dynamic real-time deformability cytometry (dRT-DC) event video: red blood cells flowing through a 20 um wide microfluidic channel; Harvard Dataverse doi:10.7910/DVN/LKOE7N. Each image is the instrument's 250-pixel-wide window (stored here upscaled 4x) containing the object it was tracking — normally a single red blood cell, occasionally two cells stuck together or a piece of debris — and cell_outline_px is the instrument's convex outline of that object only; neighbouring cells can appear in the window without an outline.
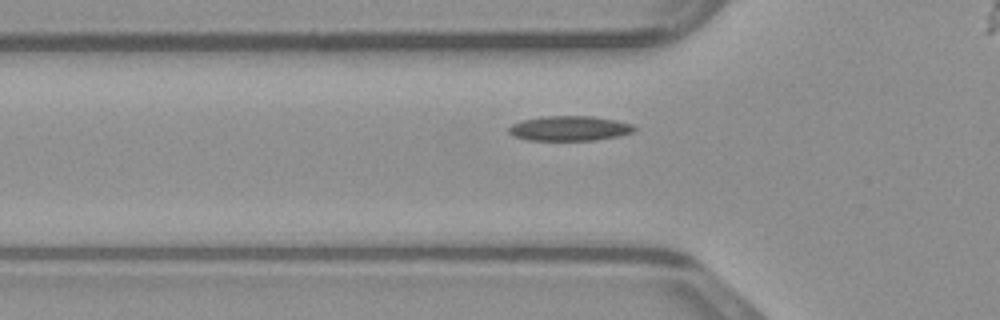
{"species": "common noctule bat (a hibernating species)", "species_latin": "Nyctalus noctula", "temperature_condition": "warm", "stored_images_in_passage": 31, "camera_frame_rate_fps": 3000, "um_per_image_px": 0.085, "animal": {"sex": "male", "body_mass_g": 23.1, "forearm_length_mm": 52.7}, "frame": {"image": 1, "passage_image": 4, "time_ms": 1.0, "image_size_px": [1000, 320], "cell_outline_px": [[636, 128], [632, 132], [616, 136], [596, 140], [528, 140], [516, 136], [508, 132], [508, 128], [512, 124], [524, 120], [544, 116], [592, 116], [616, 120], [632, 124]], "centroid_in_image_um": [48.41, 10.91], "position_along_channel_um": 77.4, "area_um2": 17.98}}
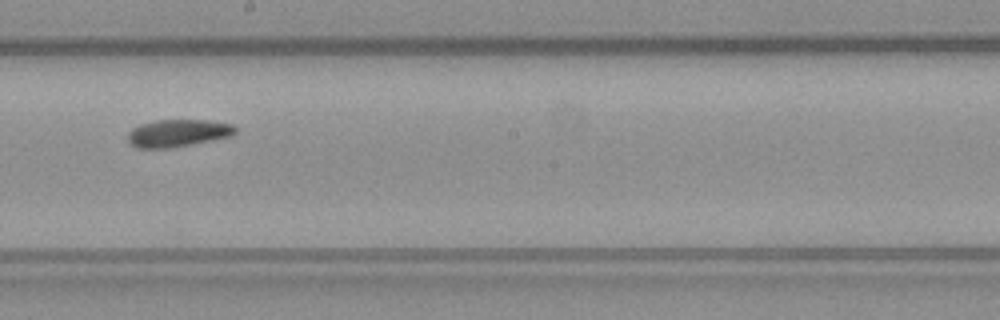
{"frame": {"image": 2, "passage_image": 15, "time_ms": 4.667, "image_size_px": [1000, 320], "cell_outline_px": [[236, 132], [232, 136], [172, 148], [136, 148], [128, 140], [128, 132], [132, 128], [140, 124], [156, 120], [208, 120], [232, 124], [236, 128]], "centroid_in_image_um": [15.12, 11.31], "position_along_channel_um": 233.1, "area_um2": 17.22}}
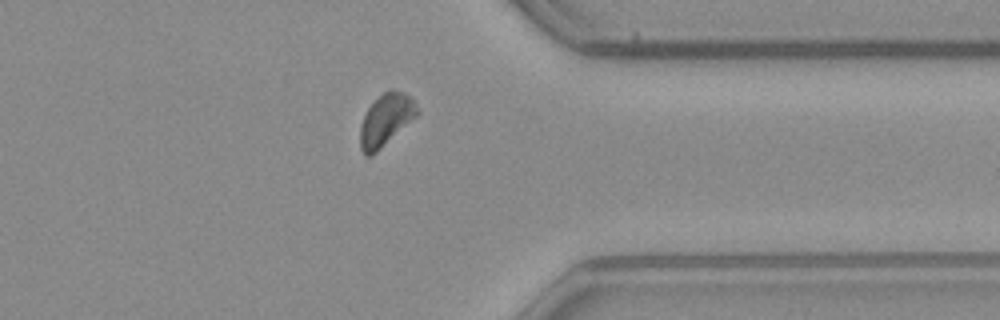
{"frame": {"image": 3, "passage_image": 26, "time_ms": 8.333, "image_size_px": [1000, 320], "cell_outline_px": [[420, 112], [416, 116], [372, 156], [364, 156], [360, 148], [360, 124], [368, 108], [384, 92], [392, 88], [408, 96], [412, 100]], "centroid_in_image_um": [32.76, 10.22], "position_along_channel_um": 378.6, "area_um2": 16.88}}